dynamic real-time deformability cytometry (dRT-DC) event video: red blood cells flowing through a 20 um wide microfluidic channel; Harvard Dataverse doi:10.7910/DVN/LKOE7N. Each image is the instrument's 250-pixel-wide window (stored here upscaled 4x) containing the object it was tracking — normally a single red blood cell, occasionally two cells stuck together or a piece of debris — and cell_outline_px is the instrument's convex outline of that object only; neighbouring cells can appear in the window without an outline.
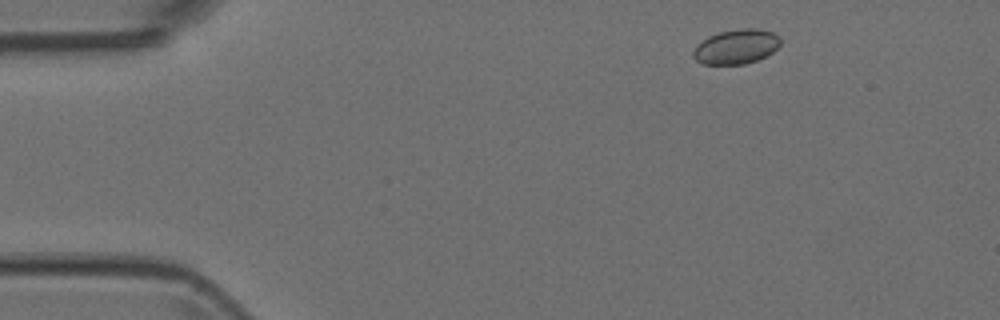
{"species": "Egyptian fruit bat (a non-hibernating species)", "species_latin": "Rousettus aegyptiacus", "temperature_condition": "room temperature", "stored_images_in_passage": 4, "camera_frame_rate_fps": 3000, "um_per_image_px": 0.085, "animal": {"sex": "female"}, "frame": {"image": 1, "passage_image": 1, "time_ms": 0.0, "image_size_px": [1000, 320], "cell_outline_px": [[780, 44], [772, 52], [756, 60], [744, 64], [704, 64], [696, 60], [692, 56], [692, 52], [696, 44], [708, 36], [720, 32], [740, 28], [756, 28], [772, 32], [780, 36]], "centroid_in_image_um": [62.55, 3.95], "position_along_channel_um": 22.4, "area_um2": 17.57}}